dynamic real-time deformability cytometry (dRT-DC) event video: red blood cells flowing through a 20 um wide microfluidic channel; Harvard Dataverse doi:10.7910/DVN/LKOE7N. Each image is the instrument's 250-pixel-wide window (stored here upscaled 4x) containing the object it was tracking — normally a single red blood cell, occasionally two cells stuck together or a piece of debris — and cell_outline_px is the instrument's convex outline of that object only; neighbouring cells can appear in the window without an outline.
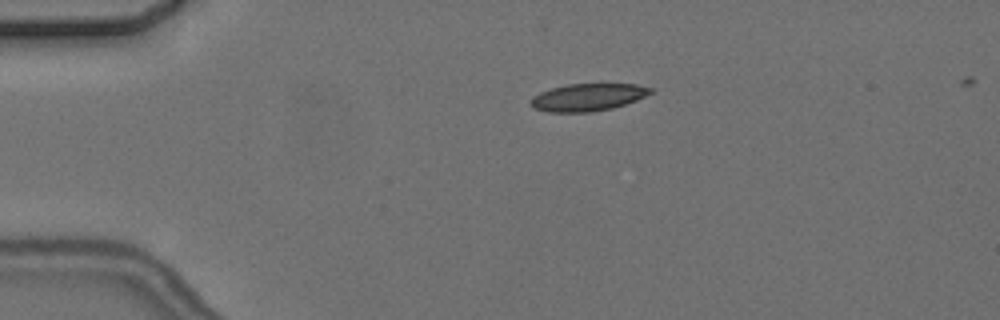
{"species": "common noctule bat (a hibernating species)", "species_latin": "Nyctalus noctula", "temperature_condition": "cold", "stored_images_in_passage": 3, "camera_frame_rate_fps": 3000, "um_per_image_px": 0.085, "animal": {"sex": "female", "body_mass_g": 24.6, "forearm_length_mm": 56.2}, "frame": {"image": 1, "passage_image": 1, "time_ms": 0.0, "image_size_px": [1000, 320], "cell_outline_px": [[652, 92], [636, 100], [612, 108], [592, 112], [548, 112], [532, 108], [532, 96], [540, 92], [552, 88], [568, 84], [636, 84], [652, 88]], "centroid_in_image_um": [49.95, 8.27], "position_along_channel_um": 35.1, "area_um2": 18.96}}